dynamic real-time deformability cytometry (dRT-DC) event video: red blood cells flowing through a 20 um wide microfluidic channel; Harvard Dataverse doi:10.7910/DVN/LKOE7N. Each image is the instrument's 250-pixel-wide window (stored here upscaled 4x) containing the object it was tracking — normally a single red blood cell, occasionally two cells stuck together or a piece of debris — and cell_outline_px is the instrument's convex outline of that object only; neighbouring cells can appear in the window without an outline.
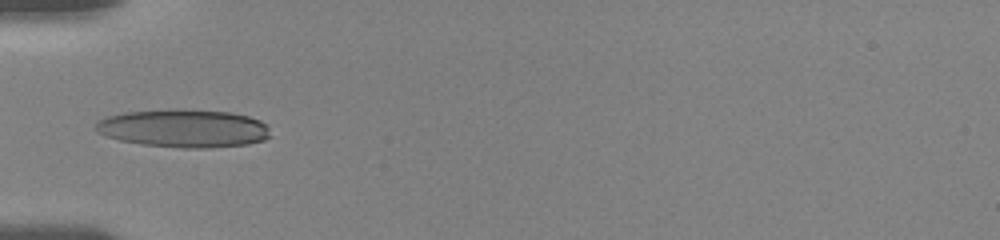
{"species": "human", "species_latin": "Homo sapiens", "temperature_condition": "room temperature", "stored_images_in_passage": 36, "camera_frame_rate_fps": 3000, "um_per_image_px": 0.085, "donor": {"sex": "female"}, "frame": {"image": 1, "passage_image": 1, "time_ms": 0.0, "image_size_px": [1000, 240], "cell_outline_px": [[272, 136], [264, 140], [248, 144], [208, 148], [180, 148], [140, 144], [120, 140], [96, 132], [96, 124], [100, 120], [108, 116], [124, 112], [172, 108], [184, 108], [232, 112], [248, 116], [260, 120], [268, 124]], "centroid_in_image_um": [15.67, 10.89], "position_along_channel_um": 69.3, "area_um2": 39.42}}
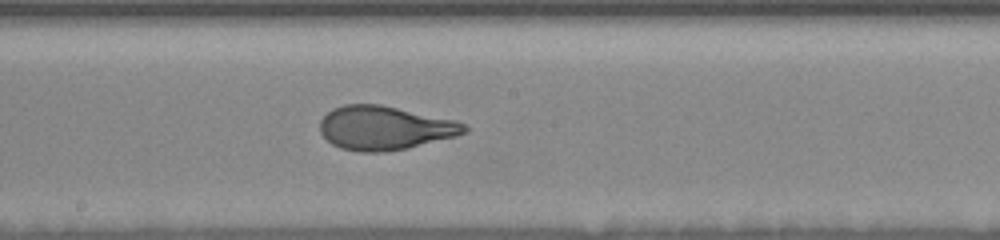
{"frame": {"image": 2, "passage_image": 13, "time_ms": 4.0, "image_size_px": [1000, 240], "cell_outline_px": [[468, 132], [456, 136], [408, 148], [384, 152], [360, 152], [340, 148], [332, 144], [320, 132], [320, 120], [332, 108], [344, 104], [380, 104], [456, 120], [464, 124], [468, 128]], "centroid_in_image_um": [32.7, 10.87], "position_along_channel_um": 215.5, "area_um2": 36.99}}
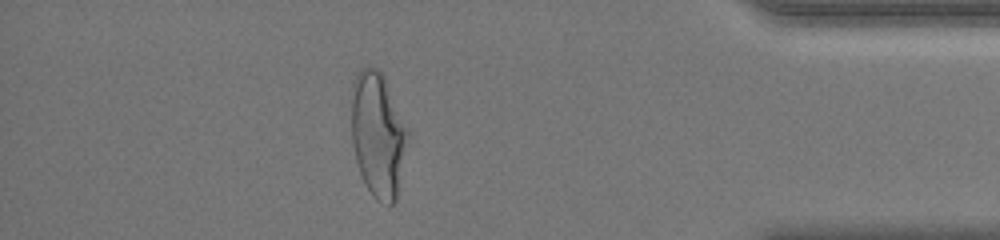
{"frame": {"image": 3, "passage_image": 30, "time_ms": 10.0, "image_size_px": [1000, 240], "cell_outline_px": [[412, 132], [396, 200], [388, 208], [376, 200], [372, 196], [364, 184], [356, 160], [352, 144], [348, 100], [352, 80], [356, 72], [360, 68], [376, 68], [384, 76]], "centroid_in_image_um": [32.13, 11.43], "position_along_channel_um": 403.1, "area_um2": 43.35}, "authors_computed_cell_mechanics": {"area_um2": 37.1943, "velocity_mm_per_s": 3.6683, "shape_relaxation_time_tau1_ms": 5.0173, "shape_relaxation_time_tau2_ms": 0.744, "deformation_change_tau1": 0.204, "deformation_change_tau2": 0.0726}}